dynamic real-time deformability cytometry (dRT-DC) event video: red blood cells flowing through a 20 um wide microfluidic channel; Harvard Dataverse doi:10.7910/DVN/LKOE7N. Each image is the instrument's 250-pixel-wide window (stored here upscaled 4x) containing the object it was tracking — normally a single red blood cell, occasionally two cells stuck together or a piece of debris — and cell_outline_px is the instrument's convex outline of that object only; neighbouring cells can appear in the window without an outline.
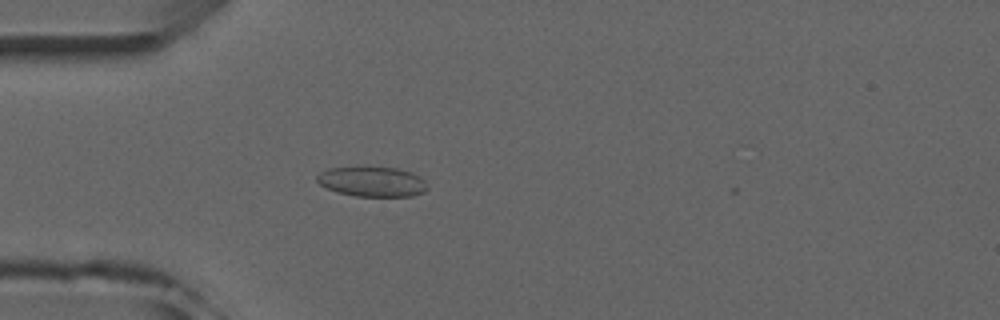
{"species": "common noctule bat (a hibernating species)", "species_latin": "Nyctalus noctula", "temperature_condition": "room temperature", "stored_images_in_passage": 4, "camera_frame_rate_fps": 3000, "um_per_image_px": 0.085, "animal": {"sex": "male", "forearm_length_mm": 52.5}, "frame": {"image": 1, "passage_image": 4, "time_ms": 4.333, "image_size_px": [1000, 320], "cell_outline_px": [[428, 188], [424, 192], [412, 196], [356, 196], [336, 192], [320, 184], [316, 180], [316, 176], [320, 172], [328, 168], [396, 168], [412, 172], [420, 176], [428, 184]], "centroid_in_image_um": [31.66, 15.45], "position_along_channel_um": 53.3, "area_um2": 19.13}}